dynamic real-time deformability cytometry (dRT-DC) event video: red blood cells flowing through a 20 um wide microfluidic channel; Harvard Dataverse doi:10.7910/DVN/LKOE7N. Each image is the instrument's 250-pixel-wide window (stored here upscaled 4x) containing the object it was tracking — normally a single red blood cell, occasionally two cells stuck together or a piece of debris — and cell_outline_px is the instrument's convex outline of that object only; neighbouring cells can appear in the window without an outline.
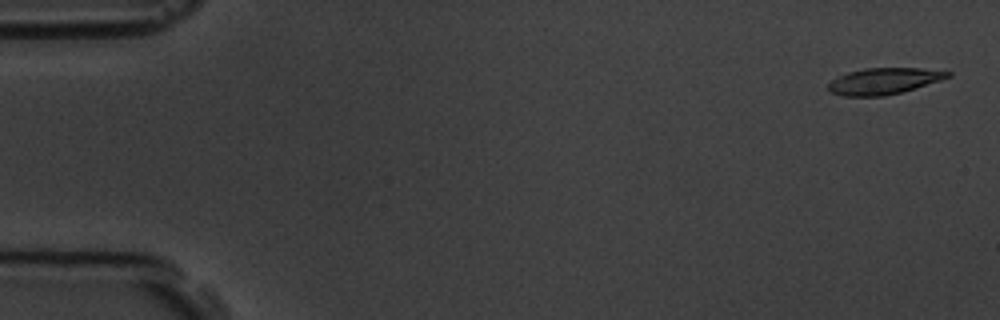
{"species": "common noctule bat (a hibernating species)", "species_latin": "Nyctalus noctula", "temperature_condition": "room temperature", "stored_images_in_passage": 6, "camera_frame_rate_fps": 3000, "um_per_image_px": 0.085, "animal": {"sex": "male", "body_mass_g": 19.5, "forearm_length_mm": 54.6}, "frame": {"image": 1, "passage_image": 1, "time_ms": 0.0, "image_size_px": [1000, 320], "cell_outline_px": [[952, 76], [940, 80], [900, 92], [884, 96], [844, 96], [828, 92], [828, 84], [832, 80], [848, 72], [864, 68], [920, 68], [952, 72]], "centroid_in_image_um": [75.1, 6.89], "position_along_channel_um": 9.9, "area_um2": 18.15}}
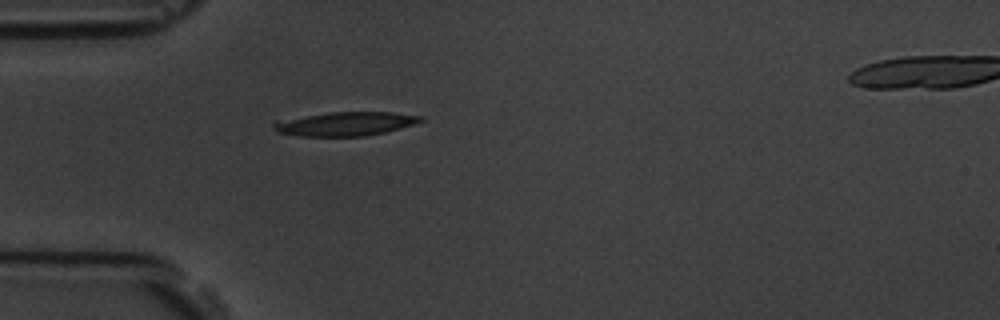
{"frame": {"image": 2, "passage_image": 5, "time_ms": 4.667, "image_size_px": [1000, 320], "cell_outline_px": [[424, 120], [400, 128], [384, 132], [364, 136], [300, 136], [276, 132], [272, 124], [272, 120], [328, 112], [392, 112], [424, 116]], "centroid_in_image_um": [29.28, 10.51], "position_along_channel_um": 55.7, "area_um2": 20.63}}